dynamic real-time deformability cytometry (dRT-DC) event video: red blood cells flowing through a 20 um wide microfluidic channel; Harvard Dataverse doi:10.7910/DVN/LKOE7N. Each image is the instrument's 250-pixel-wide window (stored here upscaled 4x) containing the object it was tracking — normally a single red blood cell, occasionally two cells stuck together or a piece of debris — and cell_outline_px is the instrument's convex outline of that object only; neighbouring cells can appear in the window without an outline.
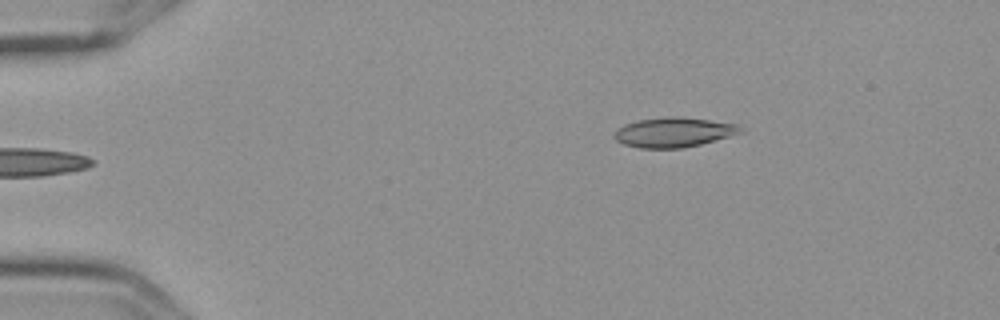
{"species": "Egyptian fruit bat (a non-hibernating species)", "species_latin": "Rousettus aegyptiacus", "temperature_condition": "cold", "stored_images_in_passage": 5, "camera_frame_rate_fps": 3000, "um_per_image_px": 0.085, "frame": {"image": 1, "passage_image": 5, "time_ms": 1.333, "image_size_px": [1000, 320], "cell_outline_px": [[744, 132], [700, 144], [680, 148], [640, 148], [624, 144], [616, 140], [612, 136], [612, 132], [616, 128], [624, 124], [636, 120], [672, 116], [680, 116], [740, 124]], "centroid_in_image_um": [57.23, 11.23], "position_along_channel_um": 27.8, "area_um2": 22.08}}